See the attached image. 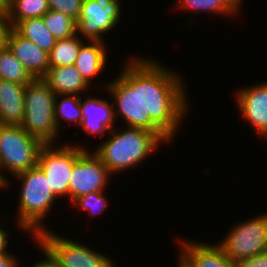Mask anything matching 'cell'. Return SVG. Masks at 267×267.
Listing matches in <instances>:
<instances>
[{
	"label": "cell",
	"instance_id": "6da1fadb",
	"mask_svg": "<svg viewBox=\"0 0 267 267\" xmlns=\"http://www.w3.org/2000/svg\"><path fill=\"white\" fill-rule=\"evenodd\" d=\"M141 58L142 129L156 133L164 143L174 141L188 113L185 81L159 61ZM186 89V90H185ZM174 137V138H173Z\"/></svg>",
	"mask_w": 267,
	"mask_h": 267
},
{
	"label": "cell",
	"instance_id": "7a4b0ae2",
	"mask_svg": "<svg viewBox=\"0 0 267 267\" xmlns=\"http://www.w3.org/2000/svg\"><path fill=\"white\" fill-rule=\"evenodd\" d=\"M116 131L119 130L113 128L109 138L93 151L112 175L143 163L164 142L156 133L141 128L125 127L121 132Z\"/></svg>",
	"mask_w": 267,
	"mask_h": 267
},
{
	"label": "cell",
	"instance_id": "3957f363",
	"mask_svg": "<svg viewBox=\"0 0 267 267\" xmlns=\"http://www.w3.org/2000/svg\"><path fill=\"white\" fill-rule=\"evenodd\" d=\"M14 177L21 186L16 225L20 231H28V235L31 234L32 240L36 241L39 233L48 230L44 221L58 198L52 193L48 179L38 166Z\"/></svg>",
	"mask_w": 267,
	"mask_h": 267
},
{
	"label": "cell",
	"instance_id": "277c9868",
	"mask_svg": "<svg viewBox=\"0 0 267 267\" xmlns=\"http://www.w3.org/2000/svg\"><path fill=\"white\" fill-rule=\"evenodd\" d=\"M55 98L56 94L42 78L26 85L21 127L43 144H54L60 137L55 121Z\"/></svg>",
	"mask_w": 267,
	"mask_h": 267
},
{
	"label": "cell",
	"instance_id": "5b68a950",
	"mask_svg": "<svg viewBox=\"0 0 267 267\" xmlns=\"http://www.w3.org/2000/svg\"><path fill=\"white\" fill-rule=\"evenodd\" d=\"M129 59L117 78L105 83V89L114 99L116 121L121 116L127 127L142 129L141 57Z\"/></svg>",
	"mask_w": 267,
	"mask_h": 267
},
{
	"label": "cell",
	"instance_id": "8992f818",
	"mask_svg": "<svg viewBox=\"0 0 267 267\" xmlns=\"http://www.w3.org/2000/svg\"><path fill=\"white\" fill-rule=\"evenodd\" d=\"M44 144L21 126L0 125V175L10 185L3 172L16 176L37 166L38 155ZM4 174V175H3Z\"/></svg>",
	"mask_w": 267,
	"mask_h": 267
},
{
	"label": "cell",
	"instance_id": "52a82bcc",
	"mask_svg": "<svg viewBox=\"0 0 267 267\" xmlns=\"http://www.w3.org/2000/svg\"><path fill=\"white\" fill-rule=\"evenodd\" d=\"M36 242L56 261L58 267H116L110 257L88 246L64 238L53 230L39 233Z\"/></svg>",
	"mask_w": 267,
	"mask_h": 267
},
{
	"label": "cell",
	"instance_id": "ba28073f",
	"mask_svg": "<svg viewBox=\"0 0 267 267\" xmlns=\"http://www.w3.org/2000/svg\"><path fill=\"white\" fill-rule=\"evenodd\" d=\"M217 243L233 262L267 251V212L234 224Z\"/></svg>",
	"mask_w": 267,
	"mask_h": 267
},
{
	"label": "cell",
	"instance_id": "9c48e42d",
	"mask_svg": "<svg viewBox=\"0 0 267 267\" xmlns=\"http://www.w3.org/2000/svg\"><path fill=\"white\" fill-rule=\"evenodd\" d=\"M112 176L94 152L90 153L84 146L76 144V162L69 180L70 202L83 195L106 190Z\"/></svg>",
	"mask_w": 267,
	"mask_h": 267
},
{
	"label": "cell",
	"instance_id": "30bf717a",
	"mask_svg": "<svg viewBox=\"0 0 267 267\" xmlns=\"http://www.w3.org/2000/svg\"><path fill=\"white\" fill-rule=\"evenodd\" d=\"M121 0H83L76 34L86 41H103L121 19Z\"/></svg>",
	"mask_w": 267,
	"mask_h": 267
},
{
	"label": "cell",
	"instance_id": "8fae6325",
	"mask_svg": "<svg viewBox=\"0 0 267 267\" xmlns=\"http://www.w3.org/2000/svg\"><path fill=\"white\" fill-rule=\"evenodd\" d=\"M58 146V147H57ZM44 144L38 155L37 166L44 172L52 193L69 197V180L76 162V145Z\"/></svg>",
	"mask_w": 267,
	"mask_h": 267
},
{
	"label": "cell",
	"instance_id": "7c38bea8",
	"mask_svg": "<svg viewBox=\"0 0 267 267\" xmlns=\"http://www.w3.org/2000/svg\"><path fill=\"white\" fill-rule=\"evenodd\" d=\"M236 104L241 116L260 138L267 140V81L238 89Z\"/></svg>",
	"mask_w": 267,
	"mask_h": 267
},
{
	"label": "cell",
	"instance_id": "4fadbf2b",
	"mask_svg": "<svg viewBox=\"0 0 267 267\" xmlns=\"http://www.w3.org/2000/svg\"><path fill=\"white\" fill-rule=\"evenodd\" d=\"M82 123L81 129L88 135L101 136L107 134L115 128L114 105L107 99L81 96Z\"/></svg>",
	"mask_w": 267,
	"mask_h": 267
},
{
	"label": "cell",
	"instance_id": "5bb4252c",
	"mask_svg": "<svg viewBox=\"0 0 267 267\" xmlns=\"http://www.w3.org/2000/svg\"><path fill=\"white\" fill-rule=\"evenodd\" d=\"M6 45L34 78H42L47 73L50 67L48 53L13 27L8 32Z\"/></svg>",
	"mask_w": 267,
	"mask_h": 267
},
{
	"label": "cell",
	"instance_id": "9a60e30c",
	"mask_svg": "<svg viewBox=\"0 0 267 267\" xmlns=\"http://www.w3.org/2000/svg\"><path fill=\"white\" fill-rule=\"evenodd\" d=\"M180 241V242H179ZM180 254L191 267H235L217 244L179 239Z\"/></svg>",
	"mask_w": 267,
	"mask_h": 267
},
{
	"label": "cell",
	"instance_id": "2e32d148",
	"mask_svg": "<svg viewBox=\"0 0 267 267\" xmlns=\"http://www.w3.org/2000/svg\"><path fill=\"white\" fill-rule=\"evenodd\" d=\"M26 85L0 79V125L21 126L25 116Z\"/></svg>",
	"mask_w": 267,
	"mask_h": 267
},
{
	"label": "cell",
	"instance_id": "e0dca14e",
	"mask_svg": "<svg viewBox=\"0 0 267 267\" xmlns=\"http://www.w3.org/2000/svg\"><path fill=\"white\" fill-rule=\"evenodd\" d=\"M45 83L56 95L87 94L89 87L87 81L81 76L75 65L49 67L47 73L42 77Z\"/></svg>",
	"mask_w": 267,
	"mask_h": 267
},
{
	"label": "cell",
	"instance_id": "ac0fdd59",
	"mask_svg": "<svg viewBox=\"0 0 267 267\" xmlns=\"http://www.w3.org/2000/svg\"><path fill=\"white\" fill-rule=\"evenodd\" d=\"M87 43V44H86ZM107 49L103 41H88L80 45L75 67L91 86L97 75L104 71L107 64ZM103 70V71H102Z\"/></svg>",
	"mask_w": 267,
	"mask_h": 267
},
{
	"label": "cell",
	"instance_id": "d6986e66",
	"mask_svg": "<svg viewBox=\"0 0 267 267\" xmlns=\"http://www.w3.org/2000/svg\"><path fill=\"white\" fill-rule=\"evenodd\" d=\"M175 6L176 9H182V11H188L194 13H201L204 11L215 14V15H222V16H235L236 14L240 13L241 4L243 0H176ZM178 8V9H177Z\"/></svg>",
	"mask_w": 267,
	"mask_h": 267
},
{
	"label": "cell",
	"instance_id": "ffe728a7",
	"mask_svg": "<svg viewBox=\"0 0 267 267\" xmlns=\"http://www.w3.org/2000/svg\"><path fill=\"white\" fill-rule=\"evenodd\" d=\"M13 28L48 54L55 46L56 39L48 30L42 17L21 20Z\"/></svg>",
	"mask_w": 267,
	"mask_h": 267
},
{
	"label": "cell",
	"instance_id": "44dd1931",
	"mask_svg": "<svg viewBox=\"0 0 267 267\" xmlns=\"http://www.w3.org/2000/svg\"><path fill=\"white\" fill-rule=\"evenodd\" d=\"M6 10L10 25L14 27L21 20L42 17L49 7L47 0H8Z\"/></svg>",
	"mask_w": 267,
	"mask_h": 267
},
{
	"label": "cell",
	"instance_id": "7402d4cb",
	"mask_svg": "<svg viewBox=\"0 0 267 267\" xmlns=\"http://www.w3.org/2000/svg\"><path fill=\"white\" fill-rule=\"evenodd\" d=\"M0 79L27 85L35 78L6 45L0 48Z\"/></svg>",
	"mask_w": 267,
	"mask_h": 267
},
{
	"label": "cell",
	"instance_id": "603a6c76",
	"mask_svg": "<svg viewBox=\"0 0 267 267\" xmlns=\"http://www.w3.org/2000/svg\"><path fill=\"white\" fill-rule=\"evenodd\" d=\"M69 122L80 126L82 123L81 96L78 95H56L55 98V121L58 132L62 129L60 121Z\"/></svg>",
	"mask_w": 267,
	"mask_h": 267
},
{
	"label": "cell",
	"instance_id": "cb8c5ba5",
	"mask_svg": "<svg viewBox=\"0 0 267 267\" xmlns=\"http://www.w3.org/2000/svg\"><path fill=\"white\" fill-rule=\"evenodd\" d=\"M83 39L77 34L68 38L56 40L55 46L48 54L49 66L74 65Z\"/></svg>",
	"mask_w": 267,
	"mask_h": 267
},
{
	"label": "cell",
	"instance_id": "d4e9b609",
	"mask_svg": "<svg viewBox=\"0 0 267 267\" xmlns=\"http://www.w3.org/2000/svg\"><path fill=\"white\" fill-rule=\"evenodd\" d=\"M42 18L56 40L76 35V22L63 13L48 10Z\"/></svg>",
	"mask_w": 267,
	"mask_h": 267
},
{
	"label": "cell",
	"instance_id": "484cf974",
	"mask_svg": "<svg viewBox=\"0 0 267 267\" xmlns=\"http://www.w3.org/2000/svg\"><path fill=\"white\" fill-rule=\"evenodd\" d=\"M105 191H96L76 198L72 203L77 210L88 211L89 216H96L103 213L108 207V199L105 197Z\"/></svg>",
	"mask_w": 267,
	"mask_h": 267
},
{
	"label": "cell",
	"instance_id": "4316f807",
	"mask_svg": "<svg viewBox=\"0 0 267 267\" xmlns=\"http://www.w3.org/2000/svg\"><path fill=\"white\" fill-rule=\"evenodd\" d=\"M49 10L58 11L75 22L80 17L83 0H47Z\"/></svg>",
	"mask_w": 267,
	"mask_h": 267
},
{
	"label": "cell",
	"instance_id": "83f0119b",
	"mask_svg": "<svg viewBox=\"0 0 267 267\" xmlns=\"http://www.w3.org/2000/svg\"><path fill=\"white\" fill-rule=\"evenodd\" d=\"M235 267H267V251L234 262Z\"/></svg>",
	"mask_w": 267,
	"mask_h": 267
},
{
	"label": "cell",
	"instance_id": "f1b7e54d",
	"mask_svg": "<svg viewBox=\"0 0 267 267\" xmlns=\"http://www.w3.org/2000/svg\"><path fill=\"white\" fill-rule=\"evenodd\" d=\"M11 29L7 13H0V48L6 46L7 35Z\"/></svg>",
	"mask_w": 267,
	"mask_h": 267
},
{
	"label": "cell",
	"instance_id": "f546056e",
	"mask_svg": "<svg viewBox=\"0 0 267 267\" xmlns=\"http://www.w3.org/2000/svg\"><path fill=\"white\" fill-rule=\"evenodd\" d=\"M34 244L37 245L43 255L45 256L42 260H38L36 263L34 262L33 265H30L29 267H58L56 261L51 257V255L44 250L36 241H34Z\"/></svg>",
	"mask_w": 267,
	"mask_h": 267
},
{
	"label": "cell",
	"instance_id": "4dcf8cb0",
	"mask_svg": "<svg viewBox=\"0 0 267 267\" xmlns=\"http://www.w3.org/2000/svg\"><path fill=\"white\" fill-rule=\"evenodd\" d=\"M10 252L0 255V267H19L18 259Z\"/></svg>",
	"mask_w": 267,
	"mask_h": 267
},
{
	"label": "cell",
	"instance_id": "1f68e13d",
	"mask_svg": "<svg viewBox=\"0 0 267 267\" xmlns=\"http://www.w3.org/2000/svg\"><path fill=\"white\" fill-rule=\"evenodd\" d=\"M9 230H5L3 228H1V224H0V255L4 254V253H8L9 250H7L8 248V238H10V232H8Z\"/></svg>",
	"mask_w": 267,
	"mask_h": 267
},
{
	"label": "cell",
	"instance_id": "d6a6232c",
	"mask_svg": "<svg viewBox=\"0 0 267 267\" xmlns=\"http://www.w3.org/2000/svg\"><path fill=\"white\" fill-rule=\"evenodd\" d=\"M177 267H191V265L179 254Z\"/></svg>",
	"mask_w": 267,
	"mask_h": 267
},
{
	"label": "cell",
	"instance_id": "836d02e7",
	"mask_svg": "<svg viewBox=\"0 0 267 267\" xmlns=\"http://www.w3.org/2000/svg\"><path fill=\"white\" fill-rule=\"evenodd\" d=\"M0 13H7L5 0H0Z\"/></svg>",
	"mask_w": 267,
	"mask_h": 267
},
{
	"label": "cell",
	"instance_id": "e575fe53",
	"mask_svg": "<svg viewBox=\"0 0 267 267\" xmlns=\"http://www.w3.org/2000/svg\"><path fill=\"white\" fill-rule=\"evenodd\" d=\"M6 189V182L3 180V178L0 175V190Z\"/></svg>",
	"mask_w": 267,
	"mask_h": 267
}]
</instances>
